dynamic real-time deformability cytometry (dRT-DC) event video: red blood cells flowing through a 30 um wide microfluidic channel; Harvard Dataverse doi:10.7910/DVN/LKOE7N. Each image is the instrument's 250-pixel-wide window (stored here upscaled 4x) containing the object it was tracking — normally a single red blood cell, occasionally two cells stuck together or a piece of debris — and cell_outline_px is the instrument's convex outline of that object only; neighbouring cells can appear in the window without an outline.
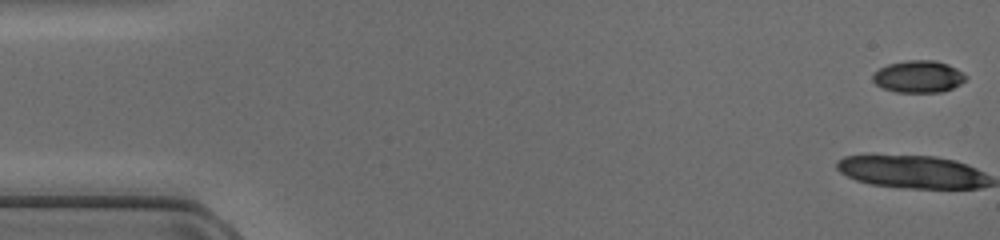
{"species": "common noctule bat (a hibernating species)", "species_latin": "Nyctalus noctula", "temperature_condition": "cold", "stored_images_in_passage": 21, "camera_frame_rate_fps": 3000, "um_per_image_px": 0.085, "animal": {"sex": "female", "body_mass_g": 17.0, "forearm_length_mm": 48.0}, "frame": {"image": 1, "passage_image": 1, "time_ms": 0.0, "image_size_px": [1000, 240], "cell_outline_px": [[968, 76], [960, 84], [952, 88], [940, 92], [896, 92], [884, 88], [876, 84], [872, 80], [872, 76], [880, 68], [888, 64], [908, 60], [936, 60], [948, 64], [956, 68]], "centroid_in_image_um": [78.08, 6.5], "position_along_channel_um": 6.9, "area_um2": 17.28}}